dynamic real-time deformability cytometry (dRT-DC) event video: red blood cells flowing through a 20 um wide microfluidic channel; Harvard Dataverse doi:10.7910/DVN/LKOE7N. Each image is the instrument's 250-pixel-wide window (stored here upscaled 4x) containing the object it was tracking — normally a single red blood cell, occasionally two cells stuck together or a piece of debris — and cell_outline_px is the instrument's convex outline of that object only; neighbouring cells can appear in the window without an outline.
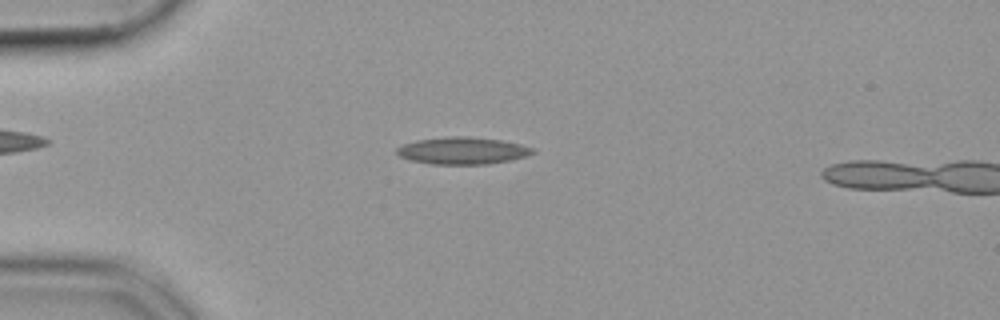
{"species": "common noctule bat (a hibernating species)", "species_latin": "Nyctalus noctula", "temperature_condition": "cold", "stored_images_in_passage": 15, "camera_frame_rate_fps": 3000, "um_per_image_px": 0.085, "animal": {"sex": "female", "body_mass_g": 19.9}, "frame": {"image": 1, "passage_image": 13, "time_ms": 4.0, "image_size_px": [1000, 320], "cell_outline_px": [[536, 152], [528, 156], [512, 160], [488, 164], [432, 164], [408, 160], [400, 156], [396, 152], [396, 148], [404, 144], [416, 140], [448, 136], [464, 136], [500, 140], [520, 144], [536, 148]], "centroid_in_image_um": [39.34, 12.81], "position_along_channel_um": 45.7, "area_um2": 21.62}}